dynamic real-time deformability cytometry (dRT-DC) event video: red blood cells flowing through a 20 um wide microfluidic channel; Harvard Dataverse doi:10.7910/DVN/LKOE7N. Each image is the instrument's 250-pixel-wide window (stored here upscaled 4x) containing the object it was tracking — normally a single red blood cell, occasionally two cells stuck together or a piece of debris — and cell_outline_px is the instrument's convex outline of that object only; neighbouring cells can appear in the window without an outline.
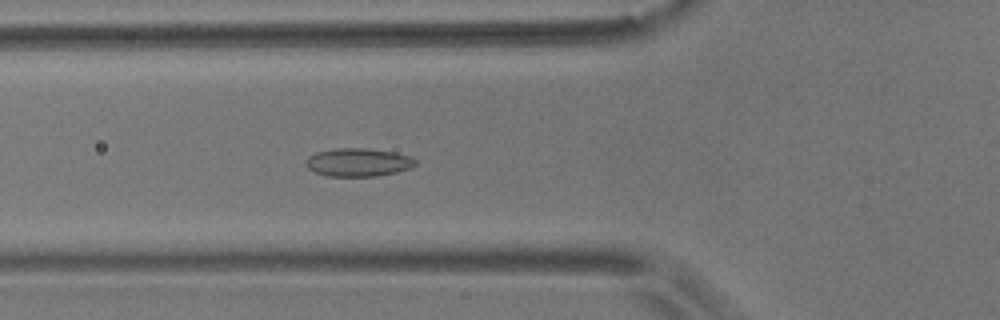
{"species": "common noctule bat (a hibernating species)", "species_latin": "Nyctalus noctula", "temperature_condition": "room temperature", "stored_images_in_passage": 48, "camera_frame_rate_fps": 3000, "um_per_image_px": 0.085, "animal": {"sex": "male", "body_mass_g": 17.9}, "frame": {"image": 1, "passage_image": 13, "time_ms": 4.0, "image_size_px": [1000, 320], "cell_outline_px": [[416, 164], [412, 168], [396, 172], [376, 176], [328, 176], [316, 172], [308, 168], [304, 164], [304, 160], [308, 156], [316, 152], [332, 148], [368, 148], [396, 152], [408, 156], [416, 160]], "centroid_in_image_um": [30.42, 13.78], "position_along_channel_um": 95.4, "area_um2": 18.21}}
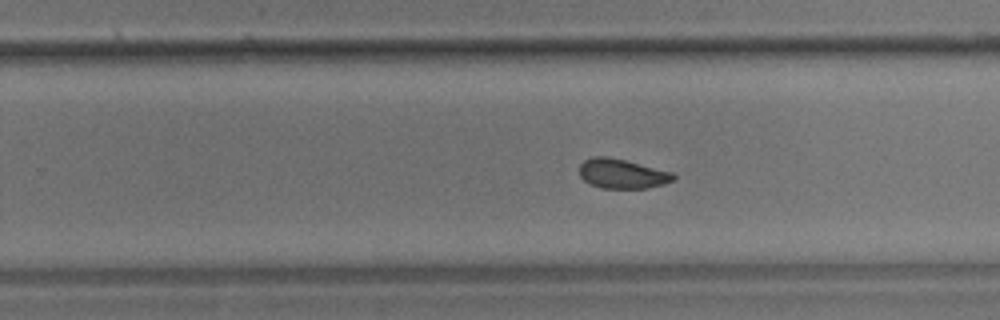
{"frame": {"image": 2, "passage_image": 28, "time_ms": 9.0, "image_size_px": [1000, 320], "cell_outline_px": [[676, 180], [664, 184], [648, 188], [604, 188], [592, 184], [584, 180], [580, 176], [580, 164], [584, 160], [592, 156], [604, 156], [624, 160], [676, 172]], "centroid_in_image_um": [52.95, 14.76], "position_along_channel_um": 276.9, "area_um2": 16.3}}
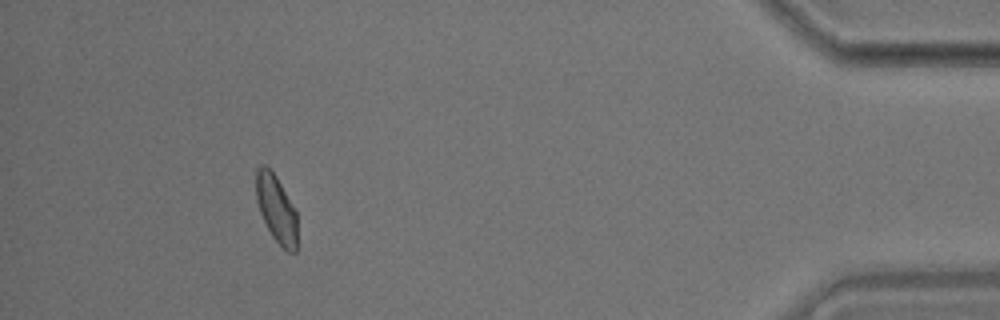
{"frame": {"image": 3, "passage_image": 44, "time_ms": 14.333, "image_size_px": [1000, 320], "cell_outline_px": [[296, 252], [288, 252], [272, 236], [260, 212], [256, 200], [256, 168], [260, 164], [264, 164], [276, 176], [296, 208]], "centroid_in_image_um": [23.48, 17.7], "position_along_channel_um": 411.7, "area_um2": 16.13}, "authors_computed_cell_mechanics": {"area_um2": 16.9354, "velocity_mm_per_s": 3.629, "shape_relaxation_time_tau1_ms": 4.1603, "shape_relaxation_time_tau2_ms": 2.8226, "deformation_change_tau1": 0.08, "deformation_change_tau2": 0.0644}}